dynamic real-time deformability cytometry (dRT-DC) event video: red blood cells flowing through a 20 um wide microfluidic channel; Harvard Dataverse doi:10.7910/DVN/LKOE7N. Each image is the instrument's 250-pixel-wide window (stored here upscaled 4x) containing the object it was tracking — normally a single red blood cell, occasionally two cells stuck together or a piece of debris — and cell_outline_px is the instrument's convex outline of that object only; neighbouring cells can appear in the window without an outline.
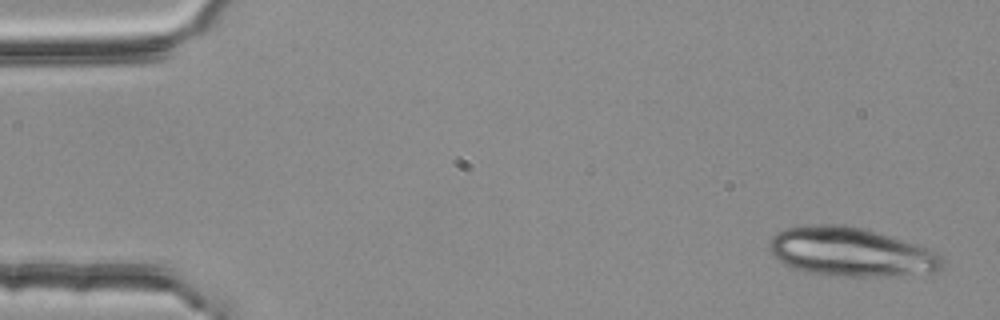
{"species": "common noctule bat (a hibernating species)", "species_latin": "Nyctalus noctula", "temperature_condition": "room temperature", "stored_images_in_passage": 5, "camera_frame_rate_fps": 3000, "um_per_image_px": 0.085, "animal": {"sex": "female", "body_mass_g": 25.1}, "frame": {"image": 1, "passage_image": 1, "time_ms": 0.0, "image_size_px": [1000, 320], "cell_outline_px": [[944, 268], [940, 272], [900, 276], [848, 276], [808, 272], [784, 264], [768, 248], [768, 244], [772, 236], [784, 228], [820, 224], [852, 224], [904, 240], [928, 248], [936, 252], [944, 260]], "centroid_in_image_um": [72.4, 21.41], "position_along_channel_um": 12.6, "area_um2": 49.59}}